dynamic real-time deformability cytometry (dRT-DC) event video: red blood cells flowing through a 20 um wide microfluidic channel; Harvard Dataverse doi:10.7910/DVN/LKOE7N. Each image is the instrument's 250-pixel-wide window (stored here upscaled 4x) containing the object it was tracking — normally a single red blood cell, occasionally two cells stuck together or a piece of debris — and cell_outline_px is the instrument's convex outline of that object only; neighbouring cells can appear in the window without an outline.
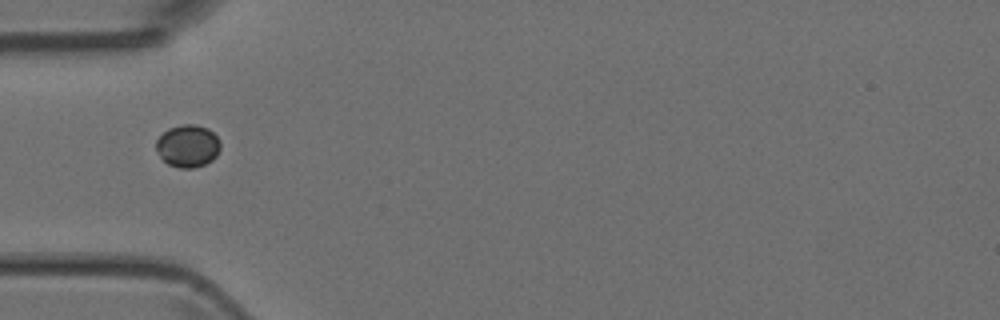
{"species": "Egyptian fruit bat (a non-hibernating species)", "species_latin": "Rousettus aegyptiacus", "temperature_condition": "room temperature", "stored_images_in_passage": 3, "camera_frame_rate_fps": 3000, "um_per_image_px": 0.085, "animal": {"sex": "female"}, "frame": {"image": 1, "passage_image": 2, "time_ms": 1.333, "image_size_px": [1000, 320], "cell_outline_px": [[220, 148], [216, 156], [212, 160], [204, 164], [192, 168], [180, 168], [168, 164], [160, 156], [156, 148], [156, 140], [168, 128], [180, 124], [196, 124], [208, 128], [216, 136], [220, 144]], "centroid_in_image_um": [15.96, 12.39], "position_along_channel_um": 69.0, "area_um2": 15.84}}
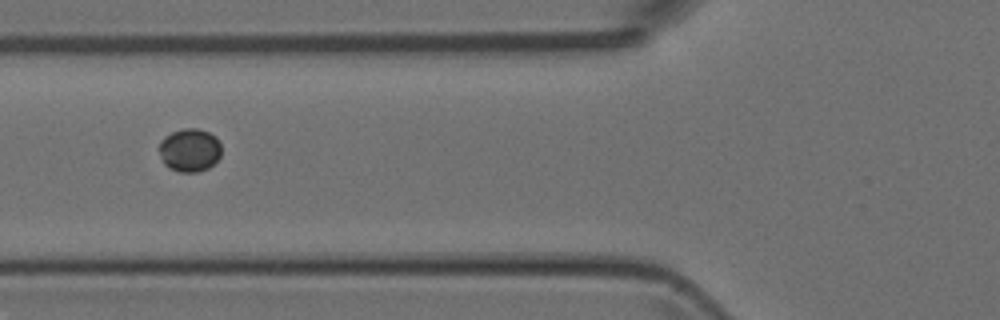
{"frame": {"image": 2, "passage_image": 3, "time_ms": 2.333, "image_size_px": [1000, 320], "cell_outline_px": [[220, 156], [208, 168], [196, 172], [180, 172], [168, 168], [164, 164], [160, 156], [160, 140], [164, 136], [172, 132], [184, 128], [196, 128], [208, 132], [216, 136], [220, 144]], "centroid_in_image_um": [16.1, 12.75], "position_along_channel_um": 109.7, "area_um2": 15.66}}